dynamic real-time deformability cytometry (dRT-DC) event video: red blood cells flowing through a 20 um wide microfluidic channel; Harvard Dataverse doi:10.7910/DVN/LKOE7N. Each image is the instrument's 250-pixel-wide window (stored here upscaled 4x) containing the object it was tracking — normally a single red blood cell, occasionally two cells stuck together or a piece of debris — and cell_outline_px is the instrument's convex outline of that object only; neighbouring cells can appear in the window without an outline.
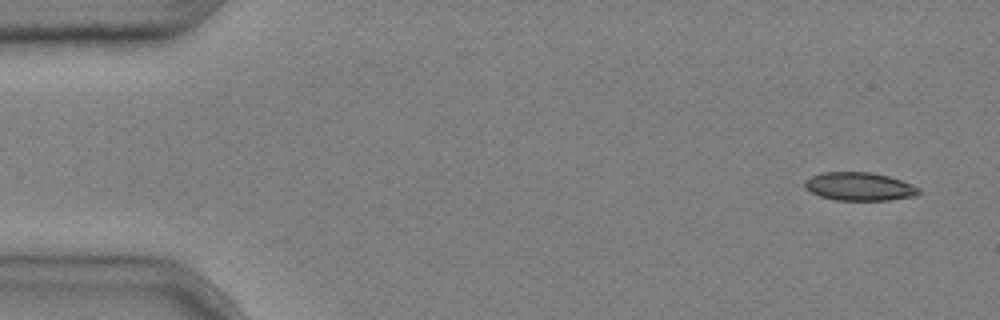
{"species": "common noctule bat (a hibernating species)", "species_latin": "Nyctalus noctula", "temperature_condition": "cold", "stored_images_in_passage": 7, "camera_frame_rate_fps": 3000, "um_per_image_px": 0.085, "animal": {"sex": "male", "body_mass_g": 20.4}, "frame": {"image": 1, "passage_image": 1, "time_ms": 0.0, "image_size_px": [1000, 320], "cell_outline_px": [[920, 192], [916, 196], [888, 200], [836, 200], [820, 196], [804, 188], [804, 180], [820, 172], [872, 172], [888, 176], [912, 184], [920, 188]], "centroid_in_image_um": [73.04, 15.85], "position_along_channel_um": 12.0, "area_um2": 18.84}}
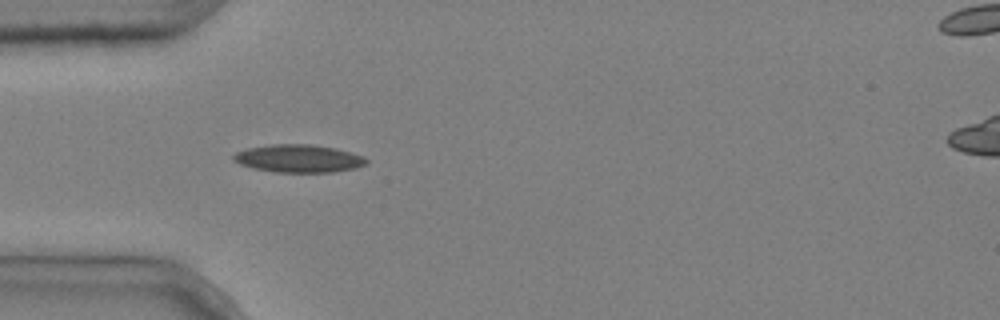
{"frame": {"image": 2, "passage_image": 4, "time_ms": 1.0, "image_size_px": [1000, 320], "cell_outline_px": [[368, 164], [356, 168], [332, 172], [276, 172], [252, 168], [240, 164], [232, 160], [232, 156], [236, 152], [248, 148], [272, 144], [312, 144], [336, 148], [364, 156], [368, 160]], "centroid_in_image_um": [25.4, 13.47], "position_along_channel_um": 59.6, "area_um2": 21.68}}